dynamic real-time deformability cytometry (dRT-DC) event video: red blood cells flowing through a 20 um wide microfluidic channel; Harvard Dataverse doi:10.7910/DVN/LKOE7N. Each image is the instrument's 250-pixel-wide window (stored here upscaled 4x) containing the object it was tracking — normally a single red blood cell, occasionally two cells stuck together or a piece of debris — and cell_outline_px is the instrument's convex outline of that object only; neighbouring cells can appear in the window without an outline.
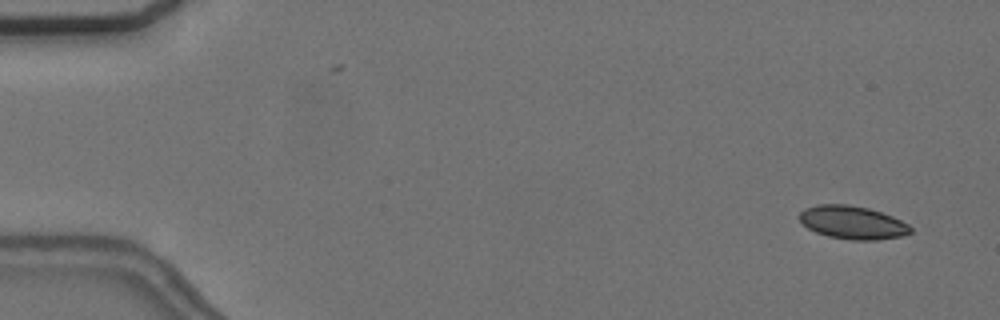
{"species": "common noctule bat (a hibernating species)", "species_latin": "Nyctalus noctula", "temperature_condition": "cold", "stored_images_in_passage": 4, "camera_frame_rate_fps": 3000, "um_per_image_px": 0.085, "animal": {"sex": "female", "body_mass_g": 24.6, "forearm_length_mm": 56.2}, "frame": {"image": 1, "passage_image": 1, "time_ms": 0.0, "image_size_px": [1000, 320], "cell_outline_px": [[912, 232], [900, 236], [876, 240], [852, 240], [828, 236], [816, 232], [808, 228], [796, 216], [804, 208], [816, 204], [848, 204], [868, 208], [892, 216], [908, 224], [912, 228]], "centroid_in_image_um": [72.43, 18.9], "position_along_channel_um": 12.6, "area_um2": 21.5}}